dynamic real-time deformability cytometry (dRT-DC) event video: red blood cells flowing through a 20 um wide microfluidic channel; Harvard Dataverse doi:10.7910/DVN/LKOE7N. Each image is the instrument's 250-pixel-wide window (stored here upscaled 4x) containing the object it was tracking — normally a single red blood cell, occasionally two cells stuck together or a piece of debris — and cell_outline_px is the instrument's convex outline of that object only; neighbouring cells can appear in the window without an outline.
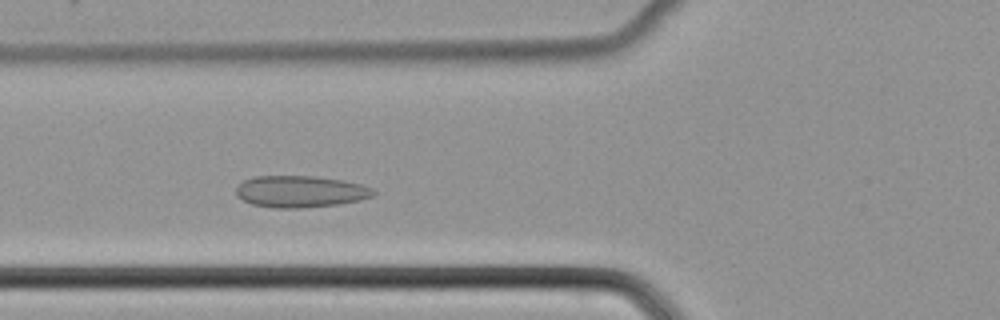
{"species": "common noctule bat (a hibernating species)", "species_latin": "Nyctalus noctula", "temperature_condition": "cold", "stored_images_in_passage": 44, "camera_frame_rate_fps": 3000, "um_per_image_px": 0.085, "animal": {"sex": "female", "body_mass_g": 22.7, "forearm_length_mm": 54.2}, "frame": {"image": 1, "passage_image": 12, "time_ms": 3.667, "image_size_px": [1000, 320], "cell_outline_px": [[376, 192], [372, 196], [360, 200], [340, 204], [300, 208], [276, 208], [252, 204], [236, 196], [236, 188], [244, 180], [252, 176], [312, 176], [344, 180], [360, 184], [372, 188]], "centroid_in_image_um": [25.53, 16.28], "position_along_channel_um": 100.3, "area_um2": 25.37}}
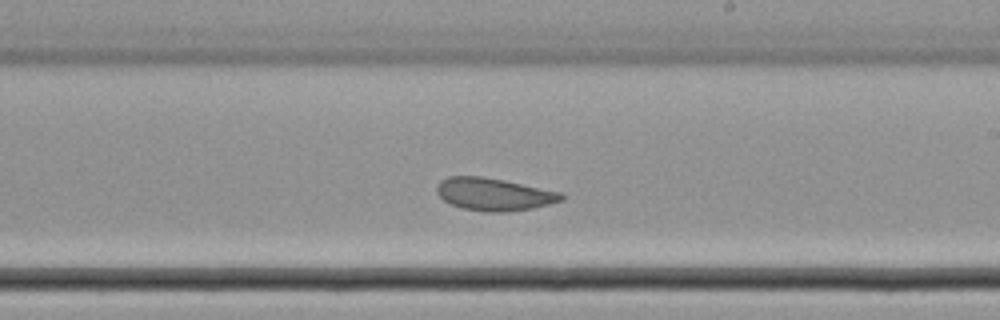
{"frame": {"image": 2, "passage_image": 23, "time_ms": 7.333, "image_size_px": [1000, 320], "cell_outline_px": [[564, 200], [532, 208], [508, 212], [484, 212], [464, 208], [452, 204], [444, 200], [436, 192], [436, 188], [440, 180], [448, 176], [480, 176], [504, 180], [560, 192], [564, 196]], "centroid_in_image_um": [41.97, 16.51], "position_along_channel_um": 247.0, "area_um2": 23.52}}
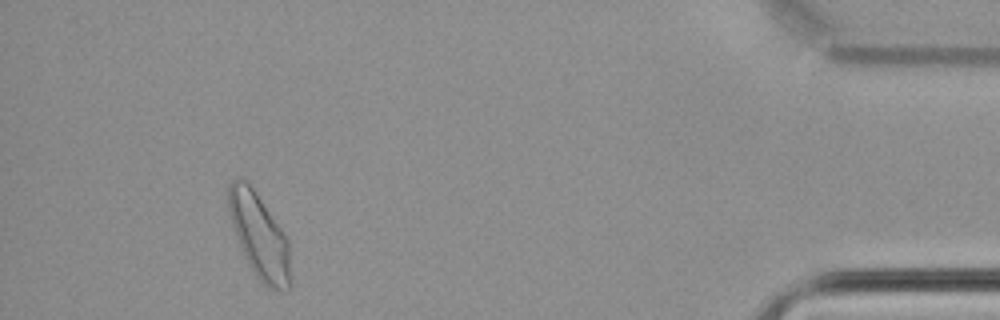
{"frame": {"image": 3, "passage_image": 40, "time_ms": 13.0, "image_size_px": [1000, 320], "cell_outline_px": [[288, 292], [280, 292], [264, 284], [256, 276], [248, 264], [240, 248], [228, 212], [228, 184], [236, 176], [240, 176], [256, 192], [284, 232], [288, 240]], "centroid_in_image_um": [21.99, 20.01], "position_along_channel_um": 413.2, "area_um2": 30.23}}